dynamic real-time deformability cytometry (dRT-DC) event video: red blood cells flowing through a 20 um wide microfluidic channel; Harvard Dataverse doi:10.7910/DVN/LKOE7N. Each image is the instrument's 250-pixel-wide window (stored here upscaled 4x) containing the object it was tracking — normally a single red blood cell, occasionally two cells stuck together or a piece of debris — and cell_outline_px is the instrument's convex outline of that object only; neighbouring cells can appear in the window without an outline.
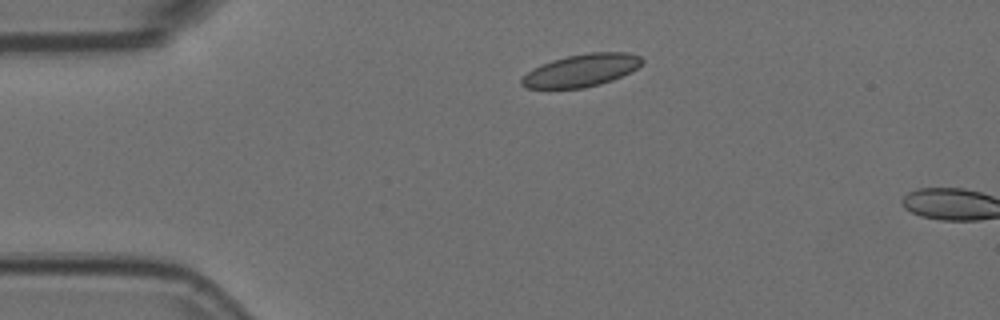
{"species": "Egyptian fruit bat (a non-hibernating species)", "species_latin": "Rousettus aegyptiacus", "temperature_condition": "room temperature", "stored_images_in_passage": 3, "camera_frame_rate_fps": 3000, "um_per_image_px": 0.085, "animal": {"sex": "female"}, "frame": {"image": 1, "passage_image": 1, "time_ms": 0.0, "image_size_px": [1000, 320], "cell_outline_px": [[644, 60], [636, 68], [612, 80], [600, 84], [584, 88], [524, 88], [520, 84], [520, 80], [532, 68], [552, 60], [568, 56], [588, 52], [628, 52], [640, 56]], "centroid_in_image_um": [49.39, 5.98], "position_along_channel_um": 35.6, "area_um2": 22.66}}